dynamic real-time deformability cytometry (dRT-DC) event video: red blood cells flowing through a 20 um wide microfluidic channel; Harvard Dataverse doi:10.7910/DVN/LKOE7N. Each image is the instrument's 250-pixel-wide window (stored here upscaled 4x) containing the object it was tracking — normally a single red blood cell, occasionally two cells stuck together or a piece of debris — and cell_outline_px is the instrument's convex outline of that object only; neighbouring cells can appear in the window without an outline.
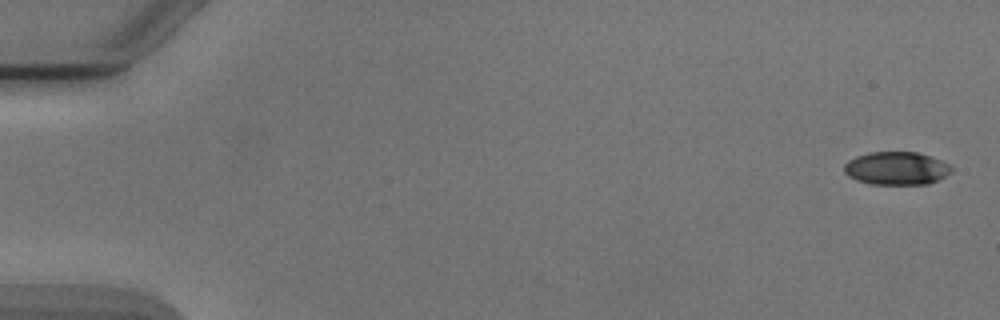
{"species": "Egyptian fruit bat (a non-hibernating species)", "species_latin": "Rousettus aegyptiacus", "temperature_condition": "cold", "stored_images_in_passage": 7, "camera_frame_rate_fps": 3000, "um_per_image_px": 0.085, "animal": {"sex": "male"}, "frame": {"image": 1, "passage_image": 1, "time_ms": 0.0, "image_size_px": [1000, 320], "cell_outline_px": [[952, 172], [928, 184], [872, 184], [856, 180], [848, 176], [844, 172], [844, 164], [848, 160], [856, 156], [868, 152], [916, 152], [940, 160], [948, 164], [952, 168]], "centroid_in_image_um": [76.16, 14.3], "position_along_channel_um": 8.8, "area_um2": 20.58}}
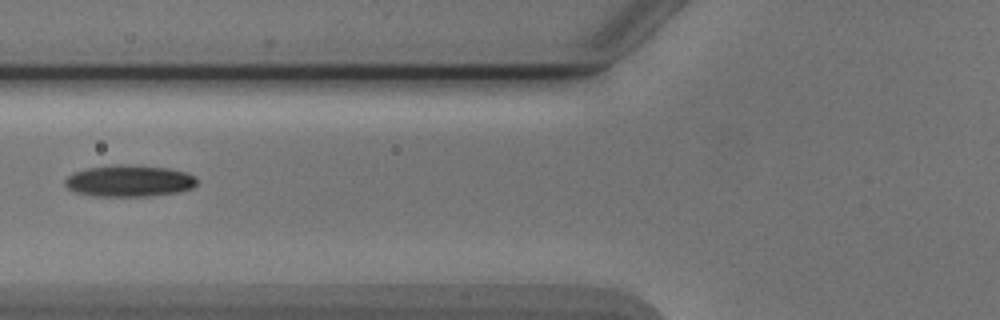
{"frame": {"image": 2, "passage_image": 6, "time_ms": 6.667, "image_size_px": [1000, 320], "cell_outline_px": [[196, 184], [192, 188], [180, 192], [148, 196], [96, 196], [76, 192], [68, 188], [64, 184], [64, 180], [68, 176], [76, 172], [88, 168], [112, 164], [128, 164], [168, 168], [188, 172], [196, 176]], "centroid_in_image_um": [11.02, 15.37], "position_along_channel_um": 114.8, "area_um2": 24.45}}
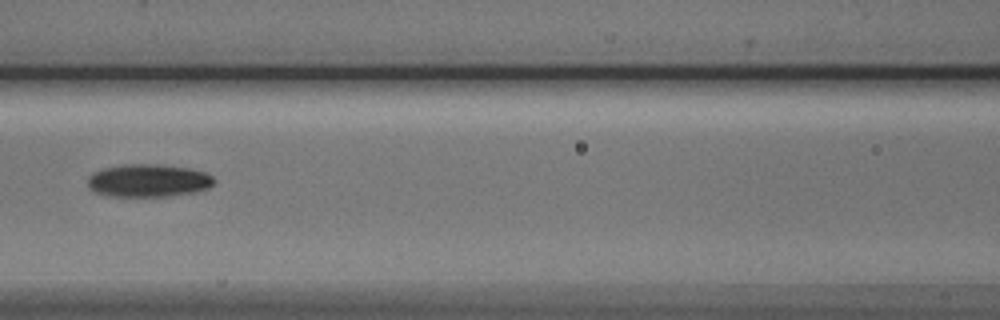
{"frame": {"image": 3, "passage_image": 7, "time_ms": 7.667, "image_size_px": [1000, 320], "cell_outline_px": [[216, 180], [208, 188], [196, 192], [168, 196], [108, 196], [96, 192], [88, 188], [88, 176], [92, 172], [104, 168], [124, 164], [156, 164], [188, 168], [204, 172], [212, 176]], "centroid_in_image_um": [12.59, 15.35], "position_along_channel_um": 154.0, "area_um2": 24.22}}